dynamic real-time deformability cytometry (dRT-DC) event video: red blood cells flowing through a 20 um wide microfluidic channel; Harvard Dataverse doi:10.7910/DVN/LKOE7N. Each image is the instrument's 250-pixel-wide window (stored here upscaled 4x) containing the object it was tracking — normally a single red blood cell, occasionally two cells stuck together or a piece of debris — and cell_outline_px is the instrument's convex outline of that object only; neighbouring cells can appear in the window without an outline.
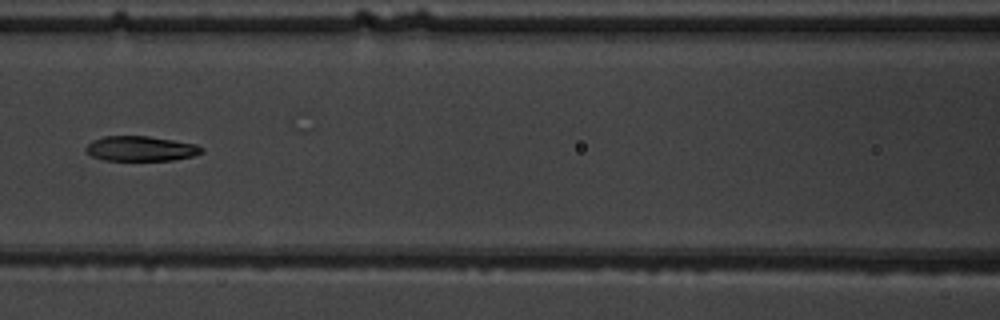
{"species": "common noctule bat (a hibernating species)", "species_latin": "Nyctalus noctula", "temperature_condition": "warm", "stored_images_in_passage": 5, "camera_frame_rate_fps": 3000, "um_per_image_px": 0.085, "animal": {"sex": "male", "body_mass_g": 19.5, "forearm_length_mm": 54.6}, "frame": {"image": 1, "passage_image": 5, "time_ms": 5.333, "image_size_px": [1000, 320], "cell_outline_px": [[204, 152], [192, 156], [172, 160], [104, 160], [92, 156], [84, 148], [92, 140], [104, 136], [148, 136], [196, 144], [204, 148]], "centroid_in_image_um": [11.97, 12.63], "position_along_channel_um": 154.6, "area_um2": 16.76}}